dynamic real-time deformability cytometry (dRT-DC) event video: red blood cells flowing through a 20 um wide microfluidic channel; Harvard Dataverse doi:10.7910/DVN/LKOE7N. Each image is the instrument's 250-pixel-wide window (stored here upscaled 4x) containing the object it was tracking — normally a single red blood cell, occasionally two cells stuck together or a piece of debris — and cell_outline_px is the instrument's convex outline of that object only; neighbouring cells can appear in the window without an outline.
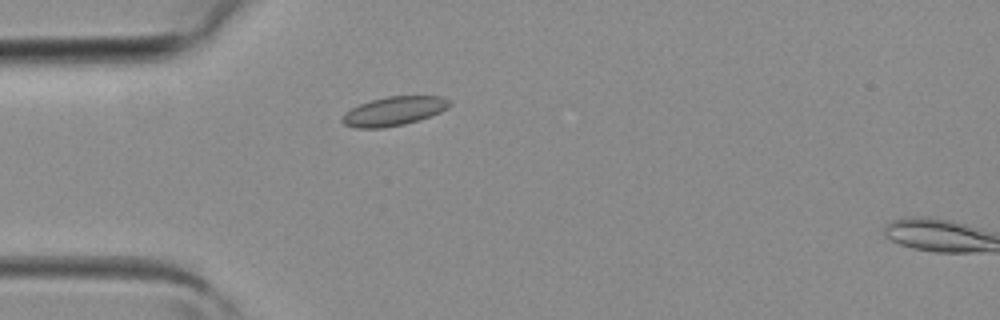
{"species": "common noctule bat (a hibernating species)", "species_latin": "Nyctalus noctula", "temperature_condition": "room temperature", "stored_images_in_passage": 2, "camera_frame_rate_fps": 3000, "um_per_image_px": 0.085, "animal": {"sex": "female", "body_mass_g": 19.3, "forearm_length_mm": 54.1}, "frame": {"image": 1, "passage_image": 1, "time_ms": 0.0, "image_size_px": [1000, 320], "cell_outline_px": [[452, 104], [448, 108], [440, 112], [404, 124], [384, 128], [356, 128], [344, 124], [340, 120], [344, 112], [360, 104], [372, 100], [388, 96], [440, 96], [448, 100]], "centroid_in_image_um": [33.45, 9.45], "position_along_channel_um": 51.6, "area_um2": 17.98}}